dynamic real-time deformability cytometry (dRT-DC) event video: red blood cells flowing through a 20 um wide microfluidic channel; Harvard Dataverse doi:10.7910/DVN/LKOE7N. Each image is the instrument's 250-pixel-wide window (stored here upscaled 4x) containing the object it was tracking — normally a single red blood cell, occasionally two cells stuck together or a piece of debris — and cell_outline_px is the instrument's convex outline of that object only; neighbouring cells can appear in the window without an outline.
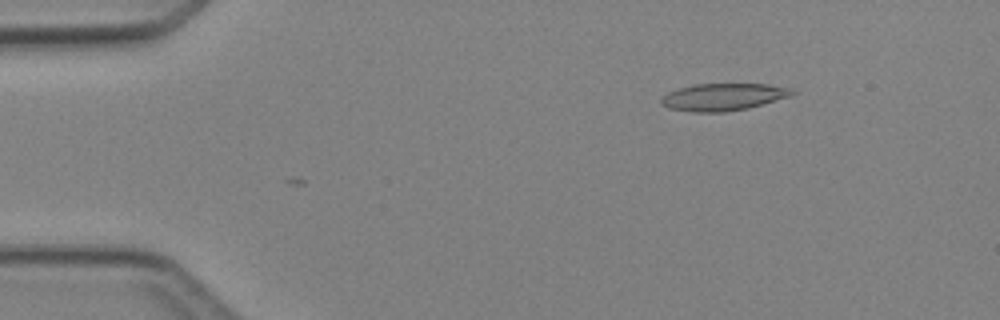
{"species": "Egyptian fruit bat (a non-hibernating species)", "species_latin": "Rousettus aegyptiacus", "temperature_condition": "cold", "stored_images_in_passage": 3, "camera_frame_rate_fps": 3000, "um_per_image_px": 0.085, "animal": {"sex": "female"}, "frame": {"image": 1, "passage_image": 1, "time_ms": 0.0, "image_size_px": [1000, 320], "cell_outline_px": [[800, 92], [792, 96], [764, 104], [748, 108], [724, 112], [692, 112], [668, 108], [660, 104], [660, 100], [668, 92], [680, 88], [696, 84], [768, 84], [792, 88]], "centroid_in_image_um": [61.54, 8.24], "position_along_channel_um": 23.5, "area_um2": 20.98}}
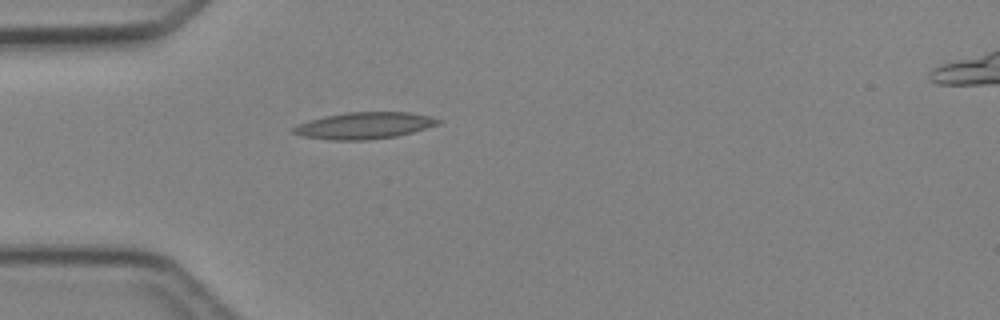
{"frame": {"image": 2, "passage_image": 3, "time_ms": 2.333, "image_size_px": [1000, 320], "cell_outline_px": [[440, 124], [412, 132], [396, 136], [364, 140], [332, 140], [304, 136], [292, 132], [292, 128], [308, 120], [324, 116], [344, 112], [408, 112], [432, 116], [440, 120]], "centroid_in_image_um": [30.98, 10.66], "position_along_channel_um": 54.0, "area_um2": 22.37}}